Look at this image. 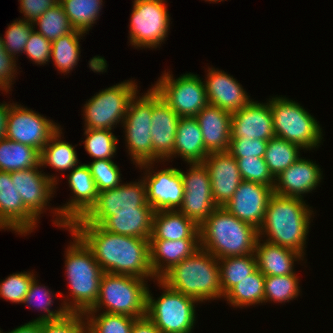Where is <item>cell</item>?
<instances>
[{
  "label": "cell",
  "mask_w": 333,
  "mask_h": 333,
  "mask_svg": "<svg viewBox=\"0 0 333 333\" xmlns=\"http://www.w3.org/2000/svg\"><path fill=\"white\" fill-rule=\"evenodd\" d=\"M69 228L92 250L103 272L155 279L149 263V240L115 234L79 219Z\"/></svg>",
  "instance_id": "cell-1"
},
{
  "label": "cell",
  "mask_w": 333,
  "mask_h": 333,
  "mask_svg": "<svg viewBox=\"0 0 333 333\" xmlns=\"http://www.w3.org/2000/svg\"><path fill=\"white\" fill-rule=\"evenodd\" d=\"M311 207L304 199L277 195L270 197L258 237L267 235L265 241L289 248L304 257V249L309 232Z\"/></svg>",
  "instance_id": "cell-2"
},
{
  "label": "cell",
  "mask_w": 333,
  "mask_h": 333,
  "mask_svg": "<svg viewBox=\"0 0 333 333\" xmlns=\"http://www.w3.org/2000/svg\"><path fill=\"white\" fill-rule=\"evenodd\" d=\"M200 247L217 259L253 254L258 229L239 220L223 206L199 225Z\"/></svg>",
  "instance_id": "cell-3"
},
{
  "label": "cell",
  "mask_w": 333,
  "mask_h": 333,
  "mask_svg": "<svg viewBox=\"0 0 333 333\" xmlns=\"http://www.w3.org/2000/svg\"><path fill=\"white\" fill-rule=\"evenodd\" d=\"M73 242L65 256L66 276L72 301H63L69 313L85 314L96 304L103 270L94 258L92 250L70 228Z\"/></svg>",
  "instance_id": "cell-4"
},
{
  "label": "cell",
  "mask_w": 333,
  "mask_h": 333,
  "mask_svg": "<svg viewBox=\"0 0 333 333\" xmlns=\"http://www.w3.org/2000/svg\"><path fill=\"white\" fill-rule=\"evenodd\" d=\"M161 280L199 303L222 297L218 259L201 247L175 265Z\"/></svg>",
  "instance_id": "cell-5"
},
{
  "label": "cell",
  "mask_w": 333,
  "mask_h": 333,
  "mask_svg": "<svg viewBox=\"0 0 333 333\" xmlns=\"http://www.w3.org/2000/svg\"><path fill=\"white\" fill-rule=\"evenodd\" d=\"M143 278L103 273L99 294L94 307L88 312H104L134 318L146 316L147 284ZM104 306V307H103ZM103 307V308H102ZM101 308V309H99Z\"/></svg>",
  "instance_id": "cell-6"
},
{
  "label": "cell",
  "mask_w": 333,
  "mask_h": 333,
  "mask_svg": "<svg viewBox=\"0 0 333 333\" xmlns=\"http://www.w3.org/2000/svg\"><path fill=\"white\" fill-rule=\"evenodd\" d=\"M268 102L272 111L276 137L297 144L306 150L320 146L323 139L322 128L298 102L279 96L269 98Z\"/></svg>",
  "instance_id": "cell-7"
},
{
  "label": "cell",
  "mask_w": 333,
  "mask_h": 333,
  "mask_svg": "<svg viewBox=\"0 0 333 333\" xmlns=\"http://www.w3.org/2000/svg\"><path fill=\"white\" fill-rule=\"evenodd\" d=\"M157 282L165 290L155 300L147 289L146 316L162 333H191L196 321L195 303L198 301L173 290L161 279Z\"/></svg>",
  "instance_id": "cell-8"
},
{
  "label": "cell",
  "mask_w": 333,
  "mask_h": 333,
  "mask_svg": "<svg viewBox=\"0 0 333 333\" xmlns=\"http://www.w3.org/2000/svg\"><path fill=\"white\" fill-rule=\"evenodd\" d=\"M137 87L127 80L92 96L83 109L85 129L112 130L117 123H123L130 101L138 94Z\"/></svg>",
  "instance_id": "cell-9"
},
{
  "label": "cell",
  "mask_w": 333,
  "mask_h": 333,
  "mask_svg": "<svg viewBox=\"0 0 333 333\" xmlns=\"http://www.w3.org/2000/svg\"><path fill=\"white\" fill-rule=\"evenodd\" d=\"M152 88L180 117H195L208 105L204 81L193 73L173 79L165 72Z\"/></svg>",
  "instance_id": "cell-10"
},
{
  "label": "cell",
  "mask_w": 333,
  "mask_h": 333,
  "mask_svg": "<svg viewBox=\"0 0 333 333\" xmlns=\"http://www.w3.org/2000/svg\"><path fill=\"white\" fill-rule=\"evenodd\" d=\"M165 0H135L130 19V44L135 48H157L170 28Z\"/></svg>",
  "instance_id": "cell-11"
},
{
  "label": "cell",
  "mask_w": 333,
  "mask_h": 333,
  "mask_svg": "<svg viewBox=\"0 0 333 333\" xmlns=\"http://www.w3.org/2000/svg\"><path fill=\"white\" fill-rule=\"evenodd\" d=\"M151 120L152 87L142 96L135 95L122 123L126 133L127 151L136 166L152 162Z\"/></svg>",
  "instance_id": "cell-12"
},
{
  "label": "cell",
  "mask_w": 333,
  "mask_h": 333,
  "mask_svg": "<svg viewBox=\"0 0 333 333\" xmlns=\"http://www.w3.org/2000/svg\"><path fill=\"white\" fill-rule=\"evenodd\" d=\"M179 171L184 195L178 210L199 226L218 207L213 200L208 169L202 162L190 163L186 173Z\"/></svg>",
  "instance_id": "cell-13"
},
{
  "label": "cell",
  "mask_w": 333,
  "mask_h": 333,
  "mask_svg": "<svg viewBox=\"0 0 333 333\" xmlns=\"http://www.w3.org/2000/svg\"><path fill=\"white\" fill-rule=\"evenodd\" d=\"M137 207H152L146 198L143 179L120 184L117 188L99 192L96 203L79 220L82 223L101 225L113 211H137Z\"/></svg>",
  "instance_id": "cell-14"
},
{
  "label": "cell",
  "mask_w": 333,
  "mask_h": 333,
  "mask_svg": "<svg viewBox=\"0 0 333 333\" xmlns=\"http://www.w3.org/2000/svg\"><path fill=\"white\" fill-rule=\"evenodd\" d=\"M59 128L53 120L13 103L9 110L6 138L32 146L41 152Z\"/></svg>",
  "instance_id": "cell-15"
},
{
  "label": "cell",
  "mask_w": 333,
  "mask_h": 333,
  "mask_svg": "<svg viewBox=\"0 0 333 333\" xmlns=\"http://www.w3.org/2000/svg\"><path fill=\"white\" fill-rule=\"evenodd\" d=\"M67 177L69 187L75 197L61 208L51 209L55 212L54 216L56 214L55 225L66 228V230L76 219L82 218L90 210L96 203L99 194L87 164L75 166Z\"/></svg>",
  "instance_id": "cell-16"
},
{
  "label": "cell",
  "mask_w": 333,
  "mask_h": 333,
  "mask_svg": "<svg viewBox=\"0 0 333 333\" xmlns=\"http://www.w3.org/2000/svg\"><path fill=\"white\" fill-rule=\"evenodd\" d=\"M153 164L154 162H147L138 166L141 169H147L143 176L147 202L154 211L178 210L182 205L184 195L179 169L167 168L154 172L151 170Z\"/></svg>",
  "instance_id": "cell-17"
},
{
  "label": "cell",
  "mask_w": 333,
  "mask_h": 333,
  "mask_svg": "<svg viewBox=\"0 0 333 333\" xmlns=\"http://www.w3.org/2000/svg\"><path fill=\"white\" fill-rule=\"evenodd\" d=\"M274 186L242 181L232 198L223 207L239 220L259 229L264 221L267 204Z\"/></svg>",
  "instance_id": "cell-18"
},
{
  "label": "cell",
  "mask_w": 333,
  "mask_h": 333,
  "mask_svg": "<svg viewBox=\"0 0 333 333\" xmlns=\"http://www.w3.org/2000/svg\"><path fill=\"white\" fill-rule=\"evenodd\" d=\"M38 167L11 172V180L19 192L24 206L38 219L57 185V177L48 176Z\"/></svg>",
  "instance_id": "cell-19"
},
{
  "label": "cell",
  "mask_w": 333,
  "mask_h": 333,
  "mask_svg": "<svg viewBox=\"0 0 333 333\" xmlns=\"http://www.w3.org/2000/svg\"><path fill=\"white\" fill-rule=\"evenodd\" d=\"M179 119L180 116L152 88V162L173 158Z\"/></svg>",
  "instance_id": "cell-20"
},
{
  "label": "cell",
  "mask_w": 333,
  "mask_h": 333,
  "mask_svg": "<svg viewBox=\"0 0 333 333\" xmlns=\"http://www.w3.org/2000/svg\"><path fill=\"white\" fill-rule=\"evenodd\" d=\"M37 219L25 206L11 180V172L0 171V229L18 234L33 232Z\"/></svg>",
  "instance_id": "cell-21"
},
{
  "label": "cell",
  "mask_w": 333,
  "mask_h": 333,
  "mask_svg": "<svg viewBox=\"0 0 333 333\" xmlns=\"http://www.w3.org/2000/svg\"><path fill=\"white\" fill-rule=\"evenodd\" d=\"M203 163L210 176L213 200L218 207H222L243 181L237 160L228 151L212 152Z\"/></svg>",
  "instance_id": "cell-22"
},
{
  "label": "cell",
  "mask_w": 333,
  "mask_h": 333,
  "mask_svg": "<svg viewBox=\"0 0 333 333\" xmlns=\"http://www.w3.org/2000/svg\"><path fill=\"white\" fill-rule=\"evenodd\" d=\"M275 136L270 103L250 101L231 116L230 138L269 141Z\"/></svg>",
  "instance_id": "cell-23"
},
{
  "label": "cell",
  "mask_w": 333,
  "mask_h": 333,
  "mask_svg": "<svg viewBox=\"0 0 333 333\" xmlns=\"http://www.w3.org/2000/svg\"><path fill=\"white\" fill-rule=\"evenodd\" d=\"M207 72L204 84L209 105L233 113L251 101L248 93L233 76L214 68H208Z\"/></svg>",
  "instance_id": "cell-24"
},
{
  "label": "cell",
  "mask_w": 333,
  "mask_h": 333,
  "mask_svg": "<svg viewBox=\"0 0 333 333\" xmlns=\"http://www.w3.org/2000/svg\"><path fill=\"white\" fill-rule=\"evenodd\" d=\"M322 178L319 166L301 157L275 178L273 193L303 199V194L315 190Z\"/></svg>",
  "instance_id": "cell-25"
},
{
  "label": "cell",
  "mask_w": 333,
  "mask_h": 333,
  "mask_svg": "<svg viewBox=\"0 0 333 333\" xmlns=\"http://www.w3.org/2000/svg\"><path fill=\"white\" fill-rule=\"evenodd\" d=\"M199 248L200 239L149 240V263L155 279H161Z\"/></svg>",
  "instance_id": "cell-26"
},
{
  "label": "cell",
  "mask_w": 333,
  "mask_h": 333,
  "mask_svg": "<svg viewBox=\"0 0 333 333\" xmlns=\"http://www.w3.org/2000/svg\"><path fill=\"white\" fill-rule=\"evenodd\" d=\"M232 113L207 105L196 116L208 153L228 151Z\"/></svg>",
  "instance_id": "cell-27"
},
{
  "label": "cell",
  "mask_w": 333,
  "mask_h": 333,
  "mask_svg": "<svg viewBox=\"0 0 333 333\" xmlns=\"http://www.w3.org/2000/svg\"><path fill=\"white\" fill-rule=\"evenodd\" d=\"M263 241V243H260ZM257 268L264 276H284L296 273L294 262L303 260V256L289 248L261 240L258 237L255 250Z\"/></svg>",
  "instance_id": "cell-28"
},
{
  "label": "cell",
  "mask_w": 333,
  "mask_h": 333,
  "mask_svg": "<svg viewBox=\"0 0 333 333\" xmlns=\"http://www.w3.org/2000/svg\"><path fill=\"white\" fill-rule=\"evenodd\" d=\"M199 239V226L179 210L155 211L149 240Z\"/></svg>",
  "instance_id": "cell-29"
},
{
  "label": "cell",
  "mask_w": 333,
  "mask_h": 333,
  "mask_svg": "<svg viewBox=\"0 0 333 333\" xmlns=\"http://www.w3.org/2000/svg\"><path fill=\"white\" fill-rule=\"evenodd\" d=\"M152 207H137V211H113L100 226L109 232L147 239L151 237Z\"/></svg>",
  "instance_id": "cell-30"
},
{
  "label": "cell",
  "mask_w": 333,
  "mask_h": 333,
  "mask_svg": "<svg viewBox=\"0 0 333 333\" xmlns=\"http://www.w3.org/2000/svg\"><path fill=\"white\" fill-rule=\"evenodd\" d=\"M208 154L197 119L180 117L174 142V157L178 155L188 164L202 163Z\"/></svg>",
  "instance_id": "cell-31"
},
{
  "label": "cell",
  "mask_w": 333,
  "mask_h": 333,
  "mask_svg": "<svg viewBox=\"0 0 333 333\" xmlns=\"http://www.w3.org/2000/svg\"><path fill=\"white\" fill-rule=\"evenodd\" d=\"M39 167L40 152L34 147L9 140H0V171L13 172Z\"/></svg>",
  "instance_id": "cell-32"
},
{
  "label": "cell",
  "mask_w": 333,
  "mask_h": 333,
  "mask_svg": "<svg viewBox=\"0 0 333 333\" xmlns=\"http://www.w3.org/2000/svg\"><path fill=\"white\" fill-rule=\"evenodd\" d=\"M62 129L59 128L40 152V165L50 166L58 171L72 170L78 165L77 153L68 142L61 140Z\"/></svg>",
  "instance_id": "cell-33"
},
{
  "label": "cell",
  "mask_w": 333,
  "mask_h": 333,
  "mask_svg": "<svg viewBox=\"0 0 333 333\" xmlns=\"http://www.w3.org/2000/svg\"><path fill=\"white\" fill-rule=\"evenodd\" d=\"M222 298L241 280L257 269L255 254L218 259Z\"/></svg>",
  "instance_id": "cell-34"
},
{
  "label": "cell",
  "mask_w": 333,
  "mask_h": 333,
  "mask_svg": "<svg viewBox=\"0 0 333 333\" xmlns=\"http://www.w3.org/2000/svg\"><path fill=\"white\" fill-rule=\"evenodd\" d=\"M265 276L257 268L234 286L225 296L226 301L235 307H246L264 302Z\"/></svg>",
  "instance_id": "cell-35"
},
{
  "label": "cell",
  "mask_w": 333,
  "mask_h": 333,
  "mask_svg": "<svg viewBox=\"0 0 333 333\" xmlns=\"http://www.w3.org/2000/svg\"><path fill=\"white\" fill-rule=\"evenodd\" d=\"M301 147L280 137H272L267 142L264 160L272 176L276 178L282 171L300 158Z\"/></svg>",
  "instance_id": "cell-36"
},
{
  "label": "cell",
  "mask_w": 333,
  "mask_h": 333,
  "mask_svg": "<svg viewBox=\"0 0 333 333\" xmlns=\"http://www.w3.org/2000/svg\"><path fill=\"white\" fill-rule=\"evenodd\" d=\"M84 32L74 29L70 33L52 41L51 59L61 73H70L77 65L80 56L79 39Z\"/></svg>",
  "instance_id": "cell-37"
},
{
  "label": "cell",
  "mask_w": 333,
  "mask_h": 333,
  "mask_svg": "<svg viewBox=\"0 0 333 333\" xmlns=\"http://www.w3.org/2000/svg\"><path fill=\"white\" fill-rule=\"evenodd\" d=\"M59 3L63 6L71 26L86 34L98 20L103 6V0H60Z\"/></svg>",
  "instance_id": "cell-38"
},
{
  "label": "cell",
  "mask_w": 333,
  "mask_h": 333,
  "mask_svg": "<svg viewBox=\"0 0 333 333\" xmlns=\"http://www.w3.org/2000/svg\"><path fill=\"white\" fill-rule=\"evenodd\" d=\"M95 312L84 314L87 320V333H131L137 318L103 312L98 316Z\"/></svg>",
  "instance_id": "cell-39"
},
{
  "label": "cell",
  "mask_w": 333,
  "mask_h": 333,
  "mask_svg": "<svg viewBox=\"0 0 333 333\" xmlns=\"http://www.w3.org/2000/svg\"><path fill=\"white\" fill-rule=\"evenodd\" d=\"M33 25L34 28L35 25L39 26L37 32L51 42L74 30L60 3L48 9Z\"/></svg>",
  "instance_id": "cell-40"
},
{
  "label": "cell",
  "mask_w": 333,
  "mask_h": 333,
  "mask_svg": "<svg viewBox=\"0 0 333 333\" xmlns=\"http://www.w3.org/2000/svg\"><path fill=\"white\" fill-rule=\"evenodd\" d=\"M298 276L294 274L284 276H265L264 303H284L297 298L300 293Z\"/></svg>",
  "instance_id": "cell-41"
},
{
  "label": "cell",
  "mask_w": 333,
  "mask_h": 333,
  "mask_svg": "<svg viewBox=\"0 0 333 333\" xmlns=\"http://www.w3.org/2000/svg\"><path fill=\"white\" fill-rule=\"evenodd\" d=\"M38 280L36 278L33 279V281L30 284L28 293L26 297L24 298L22 303H25L28 305V307L34 306L37 307V309L43 310L45 314L39 316L37 319L32 321H53L58 320L61 318H64L69 312L67 309L61 304L60 308L53 311L50 310V307L53 305V299H52V291L49 289H46L45 286H41L37 284ZM37 302V304H36ZM33 303H35L33 305Z\"/></svg>",
  "instance_id": "cell-42"
},
{
  "label": "cell",
  "mask_w": 333,
  "mask_h": 333,
  "mask_svg": "<svg viewBox=\"0 0 333 333\" xmlns=\"http://www.w3.org/2000/svg\"><path fill=\"white\" fill-rule=\"evenodd\" d=\"M109 129H85V151L94 160H111L117 150V137Z\"/></svg>",
  "instance_id": "cell-43"
},
{
  "label": "cell",
  "mask_w": 333,
  "mask_h": 333,
  "mask_svg": "<svg viewBox=\"0 0 333 333\" xmlns=\"http://www.w3.org/2000/svg\"><path fill=\"white\" fill-rule=\"evenodd\" d=\"M237 160L243 181L255 182L266 186H274L275 178L270 173L262 157H234Z\"/></svg>",
  "instance_id": "cell-44"
},
{
  "label": "cell",
  "mask_w": 333,
  "mask_h": 333,
  "mask_svg": "<svg viewBox=\"0 0 333 333\" xmlns=\"http://www.w3.org/2000/svg\"><path fill=\"white\" fill-rule=\"evenodd\" d=\"M98 192L117 188L122 182L119 166L112 160H93L87 164Z\"/></svg>",
  "instance_id": "cell-45"
},
{
  "label": "cell",
  "mask_w": 333,
  "mask_h": 333,
  "mask_svg": "<svg viewBox=\"0 0 333 333\" xmlns=\"http://www.w3.org/2000/svg\"><path fill=\"white\" fill-rule=\"evenodd\" d=\"M34 29L33 23L20 19L8 25L4 38H2L5 51L13 56L23 53L25 45L29 40L30 33Z\"/></svg>",
  "instance_id": "cell-46"
},
{
  "label": "cell",
  "mask_w": 333,
  "mask_h": 333,
  "mask_svg": "<svg viewBox=\"0 0 333 333\" xmlns=\"http://www.w3.org/2000/svg\"><path fill=\"white\" fill-rule=\"evenodd\" d=\"M35 277L33 272H21L8 276L0 282V297L12 303H22Z\"/></svg>",
  "instance_id": "cell-47"
},
{
  "label": "cell",
  "mask_w": 333,
  "mask_h": 333,
  "mask_svg": "<svg viewBox=\"0 0 333 333\" xmlns=\"http://www.w3.org/2000/svg\"><path fill=\"white\" fill-rule=\"evenodd\" d=\"M84 319V314L68 313L64 318L44 321L43 333H87Z\"/></svg>",
  "instance_id": "cell-48"
},
{
  "label": "cell",
  "mask_w": 333,
  "mask_h": 333,
  "mask_svg": "<svg viewBox=\"0 0 333 333\" xmlns=\"http://www.w3.org/2000/svg\"><path fill=\"white\" fill-rule=\"evenodd\" d=\"M52 42L38 33L35 29L30 33L23 53L37 65H44L51 59Z\"/></svg>",
  "instance_id": "cell-49"
},
{
  "label": "cell",
  "mask_w": 333,
  "mask_h": 333,
  "mask_svg": "<svg viewBox=\"0 0 333 333\" xmlns=\"http://www.w3.org/2000/svg\"><path fill=\"white\" fill-rule=\"evenodd\" d=\"M267 142L261 139L230 138L228 152L233 157H262L264 158Z\"/></svg>",
  "instance_id": "cell-50"
},
{
  "label": "cell",
  "mask_w": 333,
  "mask_h": 333,
  "mask_svg": "<svg viewBox=\"0 0 333 333\" xmlns=\"http://www.w3.org/2000/svg\"><path fill=\"white\" fill-rule=\"evenodd\" d=\"M20 12L24 14L23 20L35 22L48 9L54 7L60 0H19Z\"/></svg>",
  "instance_id": "cell-51"
},
{
  "label": "cell",
  "mask_w": 333,
  "mask_h": 333,
  "mask_svg": "<svg viewBox=\"0 0 333 333\" xmlns=\"http://www.w3.org/2000/svg\"><path fill=\"white\" fill-rule=\"evenodd\" d=\"M16 65V59L5 50L0 54V90L6 93L10 91L12 80L16 77Z\"/></svg>",
  "instance_id": "cell-52"
},
{
  "label": "cell",
  "mask_w": 333,
  "mask_h": 333,
  "mask_svg": "<svg viewBox=\"0 0 333 333\" xmlns=\"http://www.w3.org/2000/svg\"><path fill=\"white\" fill-rule=\"evenodd\" d=\"M131 333H162L159 328L147 317L134 321Z\"/></svg>",
  "instance_id": "cell-53"
},
{
  "label": "cell",
  "mask_w": 333,
  "mask_h": 333,
  "mask_svg": "<svg viewBox=\"0 0 333 333\" xmlns=\"http://www.w3.org/2000/svg\"><path fill=\"white\" fill-rule=\"evenodd\" d=\"M0 333H3L0 330ZM8 333H43V322L30 321L22 326H19Z\"/></svg>",
  "instance_id": "cell-54"
},
{
  "label": "cell",
  "mask_w": 333,
  "mask_h": 333,
  "mask_svg": "<svg viewBox=\"0 0 333 333\" xmlns=\"http://www.w3.org/2000/svg\"><path fill=\"white\" fill-rule=\"evenodd\" d=\"M11 104L13 103L0 104V140L6 138L7 121Z\"/></svg>",
  "instance_id": "cell-55"
},
{
  "label": "cell",
  "mask_w": 333,
  "mask_h": 333,
  "mask_svg": "<svg viewBox=\"0 0 333 333\" xmlns=\"http://www.w3.org/2000/svg\"><path fill=\"white\" fill-rule=\"evenodd\" d=\"M2 38L3 37L0 36V54L5 50L4 47H3Z\"/></svg>",
  "instance_id": "cell-56"
},
{
  "label": "cell",
  "mask_w": 333,
  "mask_h": 333,
  "mask_svg": "<svg viewBox=\"0 0 333 333\" xmlns=\"http://www.w3.org/2000/svg\"><path fill=\"white\" fill-rule=\"evenodd\" d=\"M205 1H209L211 3V2H222L224 0H205Z\"/></svg>",
  "instance_id": "cell-57"
}]
</instances>
